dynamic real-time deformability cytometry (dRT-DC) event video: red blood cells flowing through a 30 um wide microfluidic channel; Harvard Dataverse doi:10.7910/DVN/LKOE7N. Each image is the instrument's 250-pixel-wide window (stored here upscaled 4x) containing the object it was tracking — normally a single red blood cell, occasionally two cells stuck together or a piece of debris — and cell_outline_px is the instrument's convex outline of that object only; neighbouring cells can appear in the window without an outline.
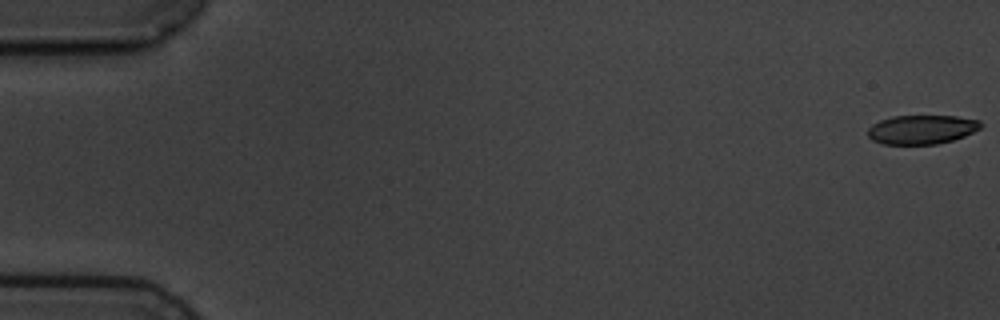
{"species": "common noctule bat (a hibernating species)", "species_latin": "Nyctalus noctula", "temperature_condition": "cold", "stored_images_in_passage": 2, "camera_frame_rate_fps": 3000, "um_per_image_px": 0.085, "animal": {"sex": "male", "body_mass_g": 19.5, "forearm_length_mm": 54.6}, "frame": {"image": 1, "passage_image": 1, "time_ms": 0.0, "image_size_px": [1000, 320], "cell_outline_px": [[984, 124], [980, 128], [964, 136], [952, 140], [936, 144], [884, 144], [872, 140], [868, 136], [868, 128], [872, 124], [880, 120], [892, 116], [956, 116], [980, 120]], "centroid_in_image_um": [78.34, 11.0], "position_along_channel_um": 6.7, "area_um2": 19.13}}